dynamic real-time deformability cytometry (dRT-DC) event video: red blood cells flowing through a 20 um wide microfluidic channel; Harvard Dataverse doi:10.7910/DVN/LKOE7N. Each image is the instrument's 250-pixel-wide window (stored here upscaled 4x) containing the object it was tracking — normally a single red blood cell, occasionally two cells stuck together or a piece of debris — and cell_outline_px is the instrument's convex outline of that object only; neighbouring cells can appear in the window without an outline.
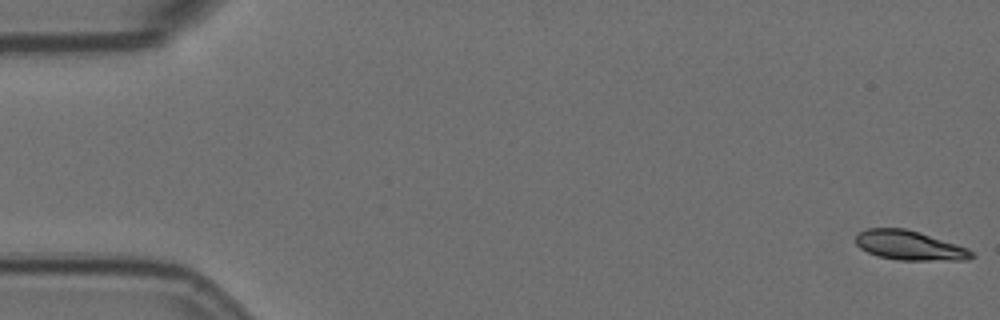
{"species": "Egyptian fruit bat (a non-hibernating species)", "species_latin": "Rousettus aegyptiacus", "temperature_condition": "room temperature", "stored_images_in_passage": 16, "camera_frame_rate_fps": 3000, "um_per_image_px": 0.085, "animal": {"sex": "female"}, "frame": {"image": 1, "passage_image": 1, "time_ms": 0.0, "image_size_px": [1000, 320], "cell_outline_px": [[976, 256], [968, 260], [900, 260], [876, 256], [860, 248], [856, 244], [856, 236], [860, 232], [868, 228], [904, 228], [920, 232], [968, 248]], "centroid_in_image_um": [77.32, 20.87], "position_along_channel_um": 7.7, "area_um2": 19.88}}
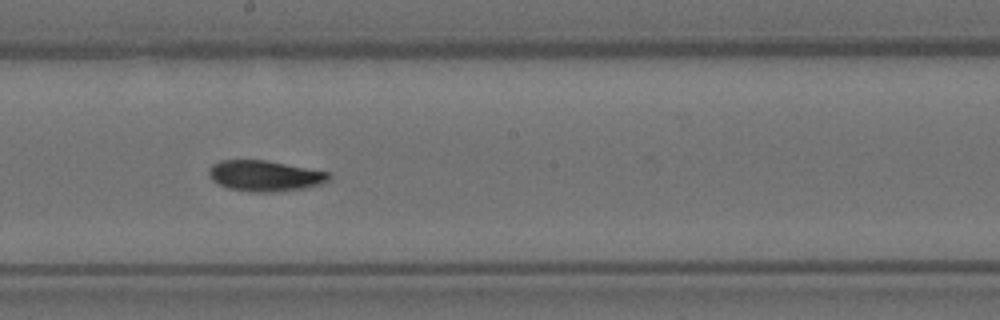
{"frame": {"image": 2, "passage_image": 9, "time_ms": 10.0, "image_size_px": [1000, 320], "cell_outline_px": [[332, 176], [328, 180], [320, 184], [300, 188], [272, 192], [252, 192], [228, 188], [212, 180], [208, 176], [208, 168], [212, 164], [220, 160], [264, 160], [328, 172]], "centroid_in_image_um": [22.45, 14.94], "position_along_channel_um": 225.8, "area_um2": 21.27}}
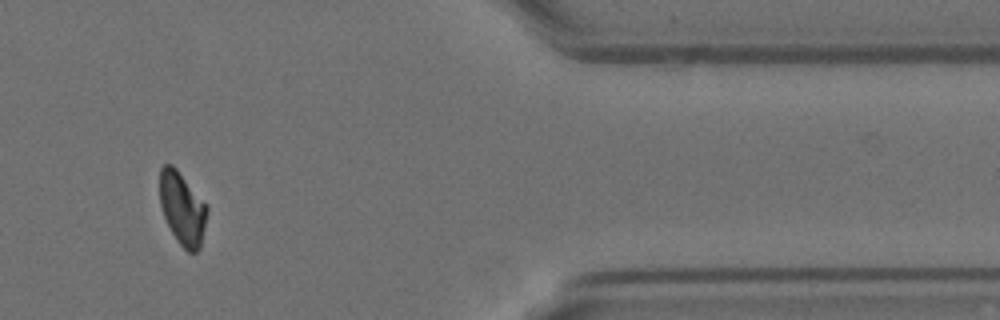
{"frame": {"image": 3, "passage_image": 13, "time_ms": 15.667, "image_size_px": [1000, 320], "cell_outline_px": [[208, 212], [200, 248], [196, 252], [188, 252], [176, 240], [164, 216], [160, 204], [160, 168], [164, 164], [172, 164], [176, 168], [208, 204]], "centroid_in_image_um": [15.52, 17.71], "position_along_channel_um": 395.9, "area_um2": 20.17}, "authors_computed_cell_mechanics": {"area_um2": 21.0103, "velocity_mm_per_s": 3.5927, "shape_relaxation_time_tau1_ms": 4.422, "shape_relaxation_time_tau2_ms": 3.7363, "deformation_change_tau1": 0.109, "deformation_change_tau2": 0.0505}}